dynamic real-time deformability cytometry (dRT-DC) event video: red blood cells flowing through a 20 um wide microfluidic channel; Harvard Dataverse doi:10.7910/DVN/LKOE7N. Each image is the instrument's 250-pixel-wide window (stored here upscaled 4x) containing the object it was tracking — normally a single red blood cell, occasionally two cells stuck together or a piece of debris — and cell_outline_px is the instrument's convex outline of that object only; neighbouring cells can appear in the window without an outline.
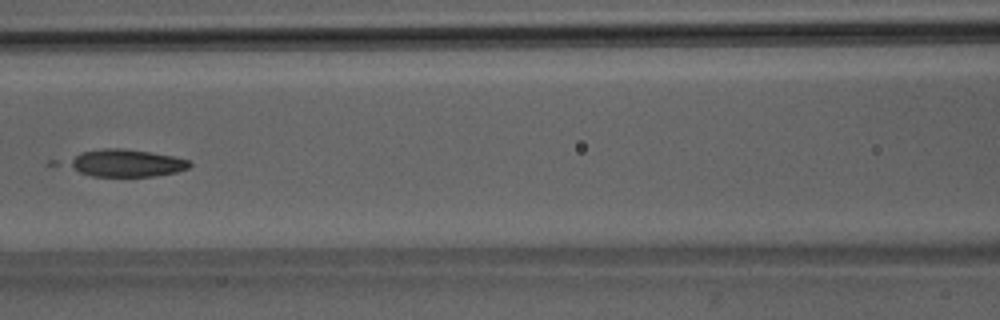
{"species": "Egyptian fruit bat (a non-hibernating species)", "species_latin": "Rousettus aegyptiacus", "temperature_condition": "room temperature", "stored_images_in_passage": 7, "camera_frame_rate_fps": 3000, "um_per_image_px": 0.085, "animal": {"sex": "male"}, "frame": {"image": 1, "passage_image": 7, "time_ms": 7.0, "image_size_px": [1000, 320], "cell_outline_px": [[192, 164], [188, 168], [176, 172], [152, 176], [92, 176], [80, 172], [68, 164], [68, 160], [80, 152], [104, 148], [120, 148], [148, 152], [172, 156], [188, 160]], "centroid_in_image_um": [10.71, 13.86], "position_along_channel_um": 155.9, "area_um2": 19.02}}